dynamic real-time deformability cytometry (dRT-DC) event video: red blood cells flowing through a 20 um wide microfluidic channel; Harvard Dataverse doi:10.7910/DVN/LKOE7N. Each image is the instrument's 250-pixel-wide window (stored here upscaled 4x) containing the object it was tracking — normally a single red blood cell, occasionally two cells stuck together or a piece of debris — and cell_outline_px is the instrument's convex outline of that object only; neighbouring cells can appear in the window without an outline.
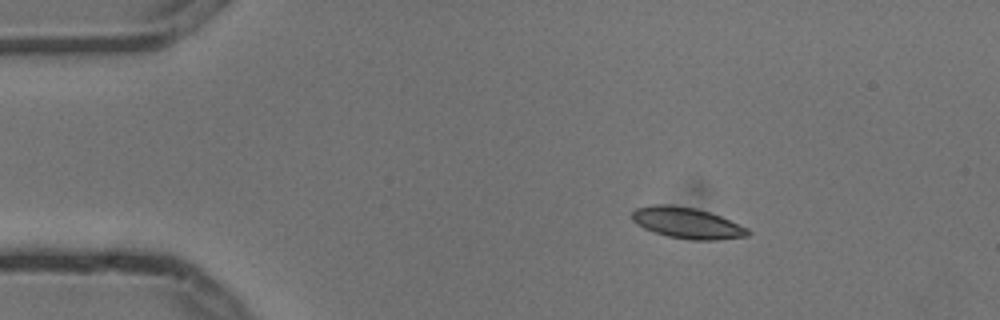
{"species": "common noctule bat (a hibernating species)", "species_latin": "Nyctalus noctula", "temperature_condition": "cold", "stored_images_in_passage": 4, "camera_frame_rate_fps": 3000, "um_per_image_px": 0.085, "animal": {"sex": "male", "body_mass_g": 13.3}, "frame": {"image": 1, "passage_image": 2, "time_ms": 0.333, "image_size_px": [1000, 320], "cell_outline_px": [[752, 232], [748, 236], [720, 240], [688, 240], [668, 236], [652, 232], [636, 224], [632, 220], [632, 212], [636, 208], [652, 204], [668, 204], [696, 208], [720, 216], [748, 228]], "centroid_in_image_um": [58.39, 18.96], "position_along_channel_um": 26.6, "area_um2": 21.15}}